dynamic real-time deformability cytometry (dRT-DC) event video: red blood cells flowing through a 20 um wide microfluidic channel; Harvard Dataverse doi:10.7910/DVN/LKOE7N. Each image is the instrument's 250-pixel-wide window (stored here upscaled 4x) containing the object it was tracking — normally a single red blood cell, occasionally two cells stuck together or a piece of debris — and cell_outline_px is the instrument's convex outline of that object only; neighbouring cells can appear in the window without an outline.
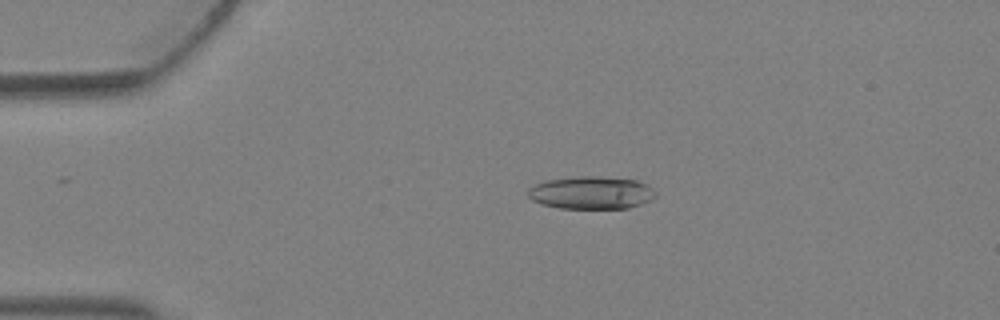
{"species": "Egyptian fruit bat (a non-hibernating species)", "species_latin": "Rousettus aegyptiacus", "temperature_condition": "warm", "stored_images_in_passage": 4, "camera_frame_rate_fps": 3000, "um_per_image_px": 0.085, "animal": {"sex": "female"}, "frame": {"image": 1, "passage_image": 3, "time_ms": 0.667, "image_size_px": [1000, 320], "cell_outline_px": [[656, 196], [640, 204], [628, 208], [560, 208], [540, 204], [532, 200], [528, 196], [528, 188], [544, 180], [580, 176], [596, 176], [636, 180], [648, 184], [656, 192]], "centroid_in_image_um": [50.24, 16.37], "position_along_channel_um": 34.8, "area_um2": 24.33}}